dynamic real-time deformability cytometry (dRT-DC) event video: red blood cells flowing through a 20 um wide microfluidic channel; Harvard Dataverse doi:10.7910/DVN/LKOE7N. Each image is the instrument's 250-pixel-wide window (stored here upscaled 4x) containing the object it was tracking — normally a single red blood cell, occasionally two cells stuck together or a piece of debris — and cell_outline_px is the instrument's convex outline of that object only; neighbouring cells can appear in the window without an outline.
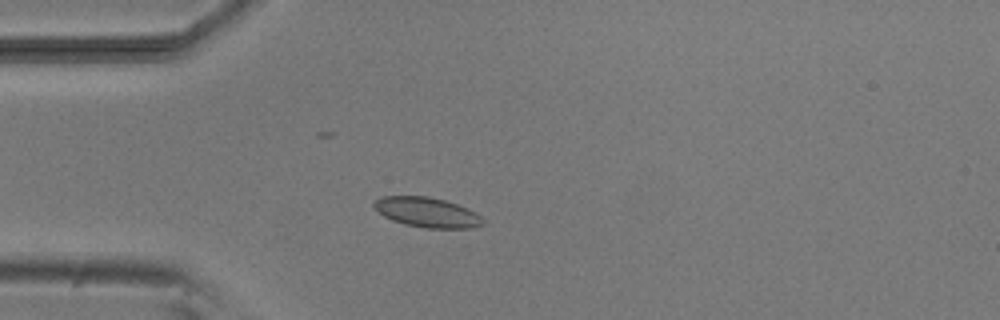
{"species": "common noctule bat (a hibernating species)", "species_latin": "Nyctalus noctula", "temperature_condition": "room temperature", "stored_images_in_passage": 4, "camera_frame_rate_fps": 3000, "um_per_image_px": 0.085, "animal": {"sex": "male", "body_mass_g": 20.5, "forearm_length_mm": 52.5}, "frame": {"image": 1, "passage_image": 4, "time_ms": 3.333, "image_size_px": [1000, 320], "cell_outline_px": [[484, 224], [472, 228], [424, 228], [404, 224], [392, 220], [384, 216], [372, 208], [372, 204], [380, 196], [428, 196], [444, 200], [468, 208], [476, 212], [484, 220]], "centroid_in_image_um": [36.28, 18.05], "position_along_channel_um": 48.7, "area_um2": 19.13}}